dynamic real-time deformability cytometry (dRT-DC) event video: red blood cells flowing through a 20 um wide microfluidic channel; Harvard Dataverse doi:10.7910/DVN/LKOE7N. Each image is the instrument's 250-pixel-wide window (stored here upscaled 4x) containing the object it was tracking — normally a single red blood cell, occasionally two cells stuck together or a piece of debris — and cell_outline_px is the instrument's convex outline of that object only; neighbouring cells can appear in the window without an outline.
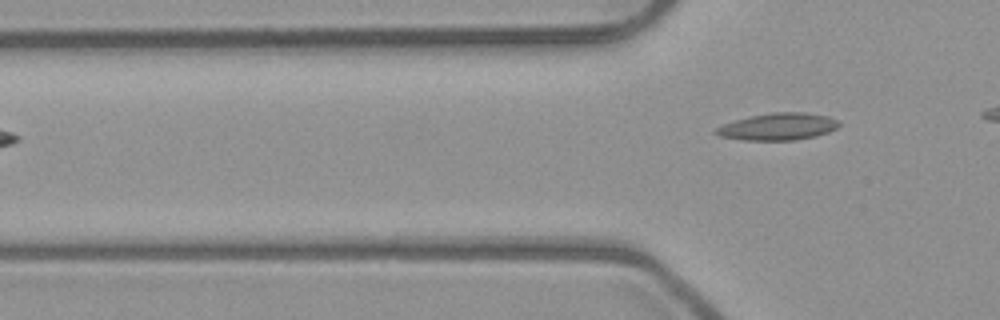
{"species": "common noctule bat (a hibernating species)", "species_latin": "Nyctalus noctula", "temperature_condition": "room temperature", "stored_images_in_passage": 2, "camera_frame_rate_fps": 3000, "um_per_image_px": 0.085, "animal": {"sex": "male", "body_mass_g": 23.1, "forearm_length_mm": 52.7}, "frame": {"image": 1, "passage_image": 2, "time_ms": 0.333, "image_size_px": [1000, 320], "cell_outline_px": [[840, 124], [836, 128], [828, 132], [816, 136], [796, 140], [740, 140], [720, 136], [712, 132], [716, 128], [724, 124], [736, 120], [752, 116], [772, 112], [804, 112], [828, 116], [840, 120]], "centroid_in_image_um": [66.15, 10.76], "position_along_channel_um": 59.6, "area_um2": 19.42}}